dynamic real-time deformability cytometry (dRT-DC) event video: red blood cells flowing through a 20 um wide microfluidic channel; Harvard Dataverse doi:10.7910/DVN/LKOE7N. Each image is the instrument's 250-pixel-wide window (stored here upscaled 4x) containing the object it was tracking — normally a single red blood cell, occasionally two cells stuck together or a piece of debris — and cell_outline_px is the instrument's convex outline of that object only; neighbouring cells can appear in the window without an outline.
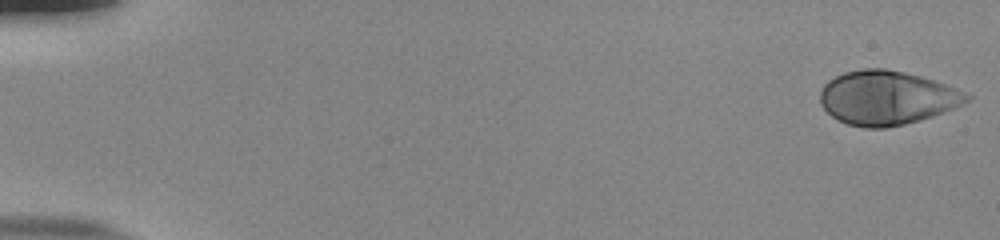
{"species": "human", "species_latin": "Homo sapiens", "temperature_condition": "room temperature", "stored_images_in_passage": 54, "camera_frame_rate_fps": 3000, "um_per_image_px": 0.085, "donor": {"sex": "male"}, "frame": {"image": 1, "passage_image": 1, "time_ms": 0.0, "image_size_px": [1000, 240], "cell_outline_px": [[972, 96], [964, 104], [944, 112], [932, 116], [904, 124], [884, 128], [864, 128], [848, 124], [836, 120], [820, 104], [820, 92], [824, 84], [828, 80], [844, 72], [864, 68], [884, 68], [904, 72], [920, 76], [956, 88]], "centroid_in_image_um": [75.36, 8.31], "position_along_channel_um": 9.6, "area_um2": 46.07}}
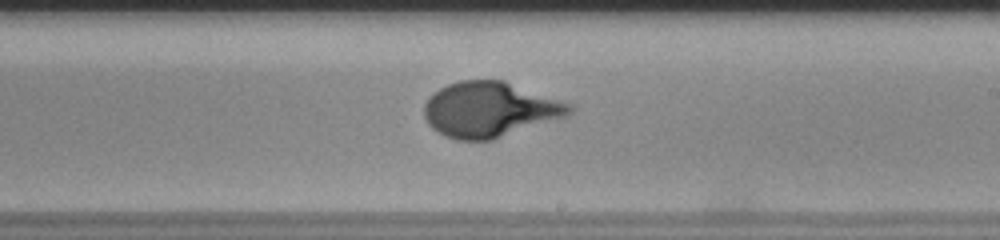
{"frame": {"image": 2, "passage_image": 33, "time_ms": 10.667, "image_size_px": [1000, 240], "cell_outline_px": [[576, 108], [568, 116], [492, 140], [456, 140], [432, 128], [428, 124], [424, 116], [424, 104], [428, 96], [432, 92], [448, 84], [460, 80], [504, 80], [572, 104]], "centroid_in_image_um": [41.64, 9.3], "position_along_channel_um": 247.4, "area_um2": 46.93}}
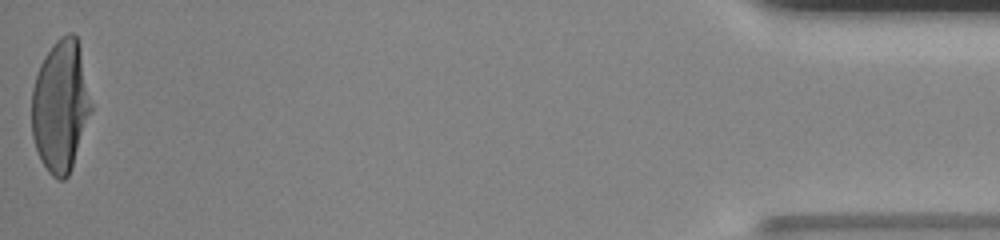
{"frame": {"image": 3, "passage_image": 54, "time_ms": 17.667, "image_size_px": [1000, 240], "cell_outline_px": [[92, 108], [72, 168], [68, 176], [64, 180], [60, 180], [52, 176], [48, 172], [40, 160], [32, 136], [32, 88], [40, 64], [44, 56], [56, 40], [60, 36], [68, 32], [72, 32], [76, 36], [80, 48], [92, 104]], "centroid_in_image_um": [5.14, 9.01], "position_along_channel_um": 430.1, "area_um2": 45.66}, "authors_computed_cell_mechanics": {"area_um2": 45.0551, "velocity_mm_per_s": 3.8158, "shape_relaxation_time_tau1_ms": 4.3767, "shape_relaxation_time_tau2_ms": null, "deformation_change_tau1": 0.2494, "deformation_change_tau2": null}}